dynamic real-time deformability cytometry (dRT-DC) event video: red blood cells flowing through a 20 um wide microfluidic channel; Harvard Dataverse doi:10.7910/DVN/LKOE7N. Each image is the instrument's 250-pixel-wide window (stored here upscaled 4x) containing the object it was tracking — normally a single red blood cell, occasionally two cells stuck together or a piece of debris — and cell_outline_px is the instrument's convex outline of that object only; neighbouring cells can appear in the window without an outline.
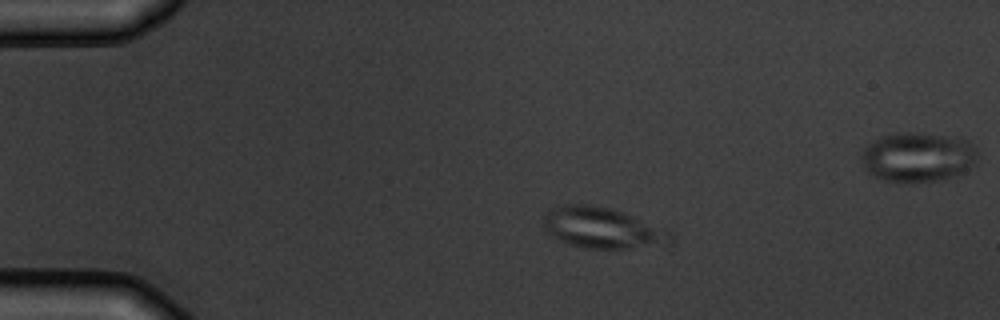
{"species": "common noctule bat (a hibernating species)", "species_latin": "Nyctalus noctula", "temperature_condition": "warm", "stored_images_in_passage": 5, "camera_frame_rate_fps": 3000, "um_per_image_px": 0.085, "animal": {"sex": "male", "body_mass_g": 19.5, "forearm_length_mm": 54.6}, "frame": {"image": 1, "passage_image": 3, "time_ms": 2.333, "image_size_px": [1000, 320], "cell_outline_px": [[672, 240], [668, 244], [624, 248], [584, 248], [568, 244], [552, 236], [544, 228], [544, 216], [552, 208], [564, 204], [592, 204], [612, 208], [624, 212], [672, 232]], "centroid_in_image_um": [51.19, 19.36], "position_along_channel_um": 33.8, "area_um2": 30.11}}